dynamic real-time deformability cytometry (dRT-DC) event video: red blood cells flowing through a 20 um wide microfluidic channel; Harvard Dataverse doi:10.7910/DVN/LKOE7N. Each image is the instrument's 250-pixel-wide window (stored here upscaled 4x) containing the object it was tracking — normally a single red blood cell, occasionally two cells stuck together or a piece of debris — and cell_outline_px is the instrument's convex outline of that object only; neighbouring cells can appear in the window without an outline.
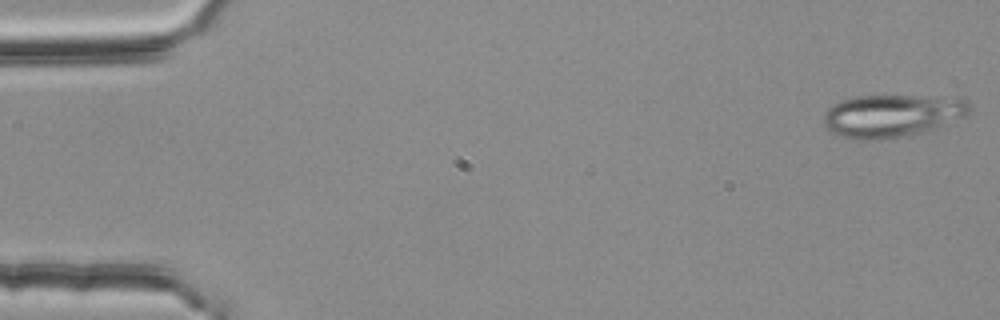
{"species": "common noctule bat (a hibernating species)", "species_latin": "Nyctalus noctula", "temperature_condition": "room temperature", "stored_images_in_passage": 55, "segment_of_instrument_passage": [1, 2], "camera_frame_rate_fps": 3000, "um_per_image_px": 0.085, "animal": {"sex": "female", "body_mass_g": 25.1}, "frame": {"image": 1, "passage_image": 1, "time_ms": 0.0, "image_size_px": [1000, 320], "cell_outline_px": [[972, 108], [964, 116], [928, 132], [872, 140], [856, 140], [832, 132], [824, 124], [824, 112], [832, 104], [840, 100], [852, 96], [960, 96], [968, 100]], "centroid_in_image_um": [75.87, 9.81], "position_along_channel_um": 9.1, "area_um2": 36.7}}
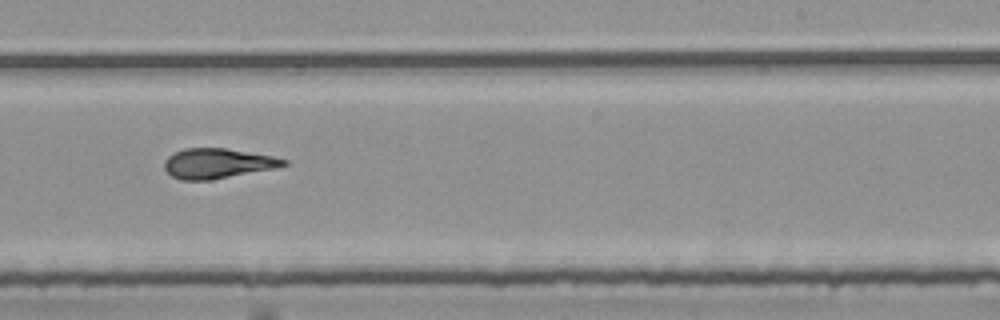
{"frame": {"image": 2, "passage_image": 33, "time_ms": 10.667, "image_size_px": [1000, 320], "cell_outline_px": [[288, 164], [276, 168], [208, 180], [180, 180], [172, 176], [164, 168], [164, 160], [172, 152], [184, 148], [224, 148], [272, 156], [288, 160]], "centroid_in_image_um": [18.45, 13.88], "position_along_channel_um": 270.5, "area_um2": 20.75}}
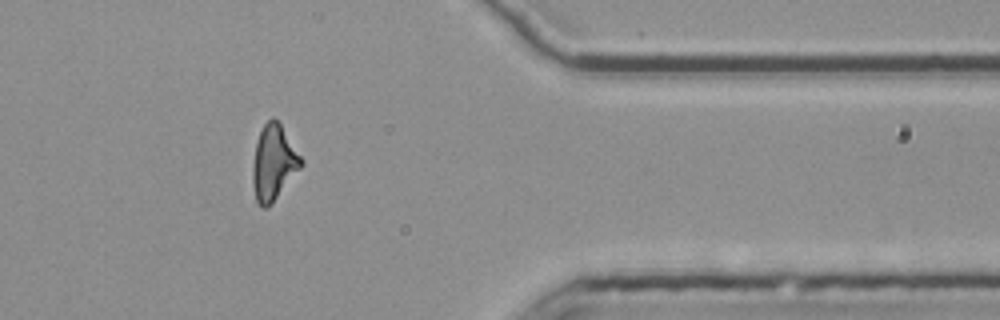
{"frame": {"image": 3, "passage_image": 44, "time_ms": 14.333, "image_size_px": [1000, 320], "cell_outline_px": [[304, 164], [276, 196], [264, 208], [256, 200], [252, 184], [252, 168], [256, 144], [260, 132], [264, 124], [272, 116], [280, 124], [304, 160]], "centroid_in_image_um": [23.26, 13.78], "position_along_channel_um": 388.1, "area_um2": 20.58}}